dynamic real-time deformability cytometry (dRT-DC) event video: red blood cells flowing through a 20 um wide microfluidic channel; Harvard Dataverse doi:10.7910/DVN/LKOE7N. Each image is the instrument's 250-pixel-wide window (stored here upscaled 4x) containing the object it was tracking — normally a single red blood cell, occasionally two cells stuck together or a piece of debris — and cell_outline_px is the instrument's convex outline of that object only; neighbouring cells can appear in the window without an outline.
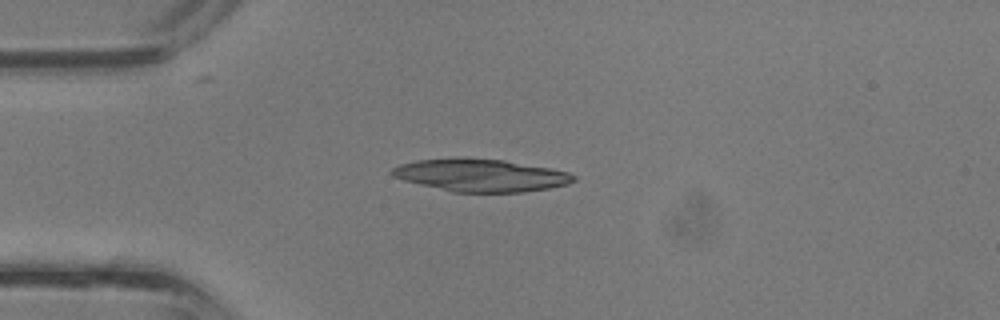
{"species": "common noctule bat (a hibernating species)", "species_latin": "Nyctalus noctula", "temperature_condition": "room temperature", "stored_images_in_passage": 5, "camera_frame_rate_fps": 3000, "um_per_image_px": 0.085, "animal": {"sex": "male", "body_mass_g": 13.3}, "frame": {"image": 1, "passage_image": 1, "time_ms": 0.0, "image_size_px": [1000, 320], "cell_outline_px": [[576, 180], [568, 184], [548, 188], [524, 192], [452, 192], [404, 180], [392, 176], [388, 172], [392, 168], [400, 164], [416, 160], [456, 156], [460, 156], [504, 160], [548, 168], [568, 172], [576, 176]], "centroid_in_image_um": [40.81, 14.88], "position_along_channel_um": 44.2, "area_um2": 34.8}}